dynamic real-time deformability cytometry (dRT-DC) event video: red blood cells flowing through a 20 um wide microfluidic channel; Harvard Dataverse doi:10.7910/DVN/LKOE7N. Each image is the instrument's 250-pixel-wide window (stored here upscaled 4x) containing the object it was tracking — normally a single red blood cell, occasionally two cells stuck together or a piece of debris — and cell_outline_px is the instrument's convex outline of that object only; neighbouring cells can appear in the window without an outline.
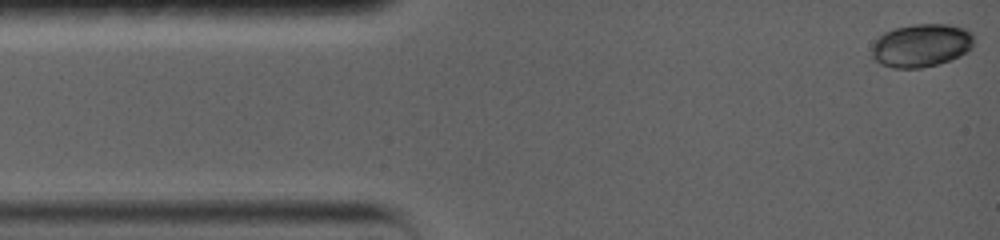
{"species": "common noctule bat (a hibernating species)", "species_latin": "Nyctalus noctula", "temperature_condition": "warm", "stored_images_in_passage": 33, "camera_frame_rate_fps": 5000, "um_per_image_px": 0.085, "animal": {"sex": "female", "body_mass_g": 19.0, "forearm_length_mm": 56.7}, "frame": {"image": 1, "passage_image": 1, "time_ms": 0.0, "image_size_px": [1000, 240], "cell_outline_px": [[972, 48], [968, 52], [952, 60], [920, 68], [892, 68], [880, 64], [872, 56], [872, 48], [876, 40], [884, 32], [896, 28], [912, 24], [948, 24], [964, 28], [972, 32]], "centroid_in_image_um": [78.32, 3.86], "position_along_channel_um": 6.7, "area_um2": 25.72}}
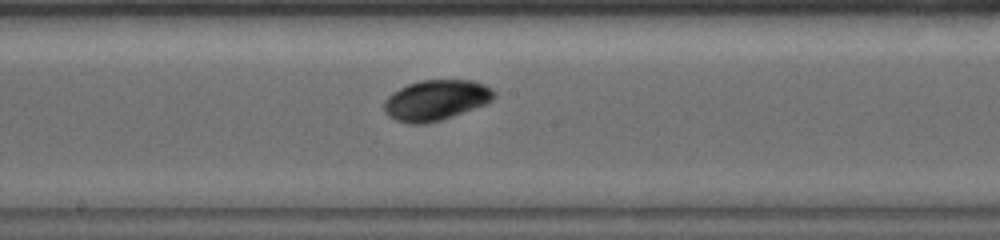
{"frame": {"image": 2, "passage_image": 15, "time_ms": 7.6, "image_size_px": [1000, 240], "cell_outline_px": [[496, 96], [492, 100], [484, 104], [452, 116], [440, 120], [424, 124], [408, 124], [396, 120], [388, 116], [384, 112], [384, 100], [392, 92], [408, 84], [420, 80], [472, 80], [484, 84], [496, 92]], "centroid_in_image_um": [37.03, 8.51], "position_along_channel_um": 211.2, "area_um2": 25.89}}
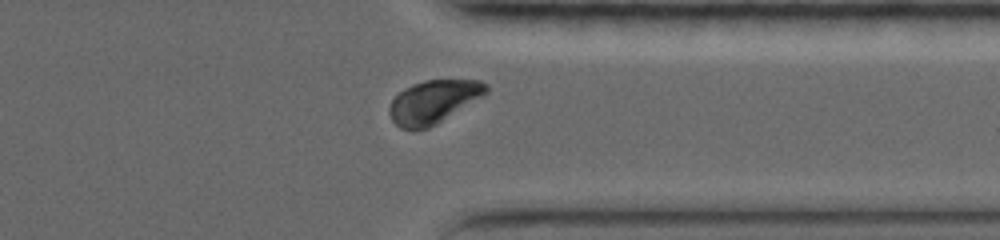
{"frame": {"image": 3, "passage_image": 28, "time_ms": 12.0, "image_size_px": [1000, 240], "cell_outline_px": [[488, 92], [436, 124], [428, 128], [412, 132], [400, 128], [392, 120], [388, 112], [388, 108], [392, 100], [404, 88], [412, 84], [424, 80], [480, 80], [488, 84]], "centroid_in_image_um": [36.8, 8.66], "position_along_channel_um": 374.6, "area_um2": 24.33}, "authors_computed_cell_mechanics": {"area_um2": 25.143, "velocity_mm_per_s": 3.7178, "shape_relaxation_time_tau1_ms": 1.7001, "shape_relaxation_time_tau2_ms": null, "deformation_change_tau1": 0.0604, "deformation_change_tau2": null}}